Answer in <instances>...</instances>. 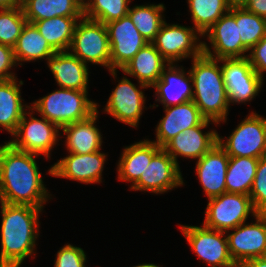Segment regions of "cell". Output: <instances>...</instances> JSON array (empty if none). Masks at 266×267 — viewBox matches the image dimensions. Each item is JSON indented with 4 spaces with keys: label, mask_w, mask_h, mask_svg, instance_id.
<instances>
[{
    "label": "cell",
    "mask_w": 266,
    "mask_h": 267,
    "mask_svg": "<svg viewBox=\"0 0 266 267\" xmlns=\"http://www.w3.org/2000/svg\"><path fill=\"white\" fill-rule=\"evenodd\" d=\"M35 157L39 155L15 149L7 141L0 145V202L44 210L52 194L43 182Z\"/></svg>",
    "instance_id": "6da1fadb"
},
{
    "label": "cell",
    "mask_w": 266,
    "mask_h": 267,
    "mask_svg": "<svg viewBox=\"0 0 266 267\" xmlns=\"http://www.w3.org/2000/svg\"><path fill=\"white\" fill-rule=\"evenodd\" d=\"M1 251L0 259L8 267H21L24 260L35 256L43 209L30 205L0 202Z\"/></svg>",
    "instance_id": "7a4b0ae2"
},
{
    "label": "cell",
    "mask_w": 266,
    "mask_h": 267,
    "mask_svg": "<svg viewBox=\"0 0 266 267\" xmlns=\"http://www.w3.org/2000/svg\"><path fill=\"white\" fill-rule=\"evenodd\" d=\"M193 102L202 116L220 125L227 122L230 102L223 80L221 60L202 53L191 60Z\"/></svg>",
    "instance_id": "3957f363"
},
{
    "label": "cell",
    "mask_w": 266,
    "mask_h": 267,
    "mask_svg": "<svg viewBox=\"0 0 266 267\" xmlns=\"http://www.w3.org/2000/svg\"><path fill=\"white\" fill-rule=\"evenodd\" d=\"M30 108L62 128L89 118L97 111V102L88 98V91L58 88L30 103Z\"/></svg>",
    "instance_id": "277c9868"
},
{
    "label": "cell",
    "mask_w": 266,
    "mask_h": 267,
    "mask_svg": "<svg viewBox=\"0 0 266 267\" xmlns=\"http://www.w3.org/2000/svg\"><path fill=\"white\" fill-rule=\"evenodd\" d=\"M68 51L85 64L107 68L113 78L118 80L119 70L110 71V43L106 25L102 22L84 16L79 19Z\"/></svg>",
    "instance_id": "5b68a950"
},
{
    "label": "cell",
    "mask_w": 266,
    "mask_h": 267,
    "mask_svg": "<svg viewBox=\"0 0 266 267\" xmlns=\"http://www.w3.org/2000/svg\"><path fill=\"white\" fill-rule=\"evenodd\" d=\"M34 114L32 108L24 113L17 131L8 143L15 149L39 156L44 155L49 159L51 151L61 139L60 128L42 116L34 117Z\"/></svg>",
    "instance_id": "8992f818"
},
{
    "label": "cell",
    "mask_w": 266,
    "mask_h": 267,
    "mask_svg": "<svg viewBox=\"0 0 266 267\" xmlns=\"http://www.w3.org/2000/svg\"><path fill=\"white\" fill-rule=\"evenodd\" d=\"M225 137L218 134V144L229 157L266 156V118L256 111L250 112L231 135Z\"/></svg>",
    "instance_id": "52a82bcc"
},
{
    "label": "cell",
    "mask_w": 266,
    "mask_h": 267,
    "mask_svg": "<svg viewBox=\"0 0 266 267\" xmlns=\"http://www.w3.org/2000/svg\"><path fill=\"white\" fill-rule=\"evenodd\" d=\"M204 226L218 231H228L243 224L249 215L255 216L250 196L236 193H224L208 199Z\"/></svg>",
    "instance_id": "ba28073f"
},
{
    "label": "cell",
    "mask_w": 266,
    "mask_h": 267,
    "mask_svg": "<svg viewBox=\"0 0 266 267\" xmlns=\"http://www.w3.org/2000/svg\"><path fill=\"white\" fill-rule=\"evenodd\" d=\"M203 36L192 26L162 24L155 39L151 42L169 63L193 59L203 53Z\"/></svg>",
    "instance_id": "9c48e42d"
},
{
    "label": "cell",
    "mask_w": 266,
    "mask_h": 267,
    "mask_svg": "<svg viewBox=\"0 0 266 267\" xmlns=\"http://www.w3.org/2000/svg\"><path fill=\"white\" fill-rule=\"evenodd\" d=\"M193 253L208 267H236L228 250L224 231L202 226L179 225Z\"/></svg>",
    "instance_id": "30bf717a"
},
{
    "label": "cell",
    "mask_w": 266,
    "mask_h": 267,
    "mask_svg": "<svg viewBox=\"0 0 266 267\" xmlns=\"http://www.w3.org/2000/svg\"><path fill=\"white\" fill-rule=\"evenodd\" d=\"M221 70L231 104L251 102L261 92L264 80L255 72L248 58L221 59Z\"/></svg>",
    "instance_id": "8fae6325"
},
{
    "label": "cell",
    "mask_w": 266,
    "mask_h": 267,
    "mask_svg": "<svg viewBox=\"0 0 266 267\" xmlns=\"http://www.w3.org/2000/svg\"><path fill=\"white\" fill-rule=\"evenodd\" d=\"M117 82L103 111L118 121L137 128L143 110L147 109L146 97L142 90L149 87L139 82V86L134 84L126 77V74Z\"/></svg>",
    "instance_id": "7c38bea8"
},
{
    "label": "cell",
    "mask_w": 266,
    "mask_h": 267,
    "mask_svg": "<svg viewBox=\"0 0 266 267\" xmlns=\"http://www.w3.org/2000/svg\"><path fill=\"white\" fill-rule=\"evenodd\" d=\"M253 219L254 222H245L225 232L229 254L237 266L248 259L265 255L266 213H257Z\"/></svg>",
    "instance_id": "4fadbf2b"
},
{
    "label": "cell",
    "mask_w": 266,
    "mask_h": 267,
    "mask_svg": "<svg viewBox=\"0 0 266 267\" xmlns=\"http://www.w3.org/2000/svg\"><path fill=\"white\" fill-rule=\"evenodd\" d=\"M206 37L210 45L203 41V53L209 57L219 60L247 57L249 50L242 44L234 18V7L203 34V38Z\"/></svg>",
    "instance_id": "5bb4252c"
},
{
    "label": "cell",
    "mask_w": 266,
    "mask_h": 267,
    "mask_svg": "<svg viewBox=\"0 0 266 267\" xmlns=\"http://www.w3.org/2000/svg\"><path fill=\"white\" fill-rule=\"evenodd\" d=\"M184 186L180 165L161 148L146 167L141 177L132 185L133 191L164 194L177 187Z\"/></svg>",
    "instance_id": "9a60e30c"
},
{
    "label": "cell",
    "mask_w": 266,
    "mask_h": 267,
    "mask_svg": "<svg viewBox=\"0 0 266 267\" xmlns=\"http://www.w3.org/2000/svg\"><path fill=\"white\" fill-rule=\"evenodd\" d=\"M105 25L110 43V71L121 70L149 42L136 29L129 15Z\"/></svg>",
    "instance_id": "2e32d148"
},
{
    "label": "cell",
    "mask_w": 266,
    "mask_h": 267,
    "mask_svg": "<svg viewBox=\"0 0 266 267\" xmlns=\"http://www.w3.org/2000/svg\"><path fill=\"white\" fill-rule=\"evenodd\" d=\"M51 165L48 174L53 177L69 179L85 184L102 182V172L107 154L101 150L88 154L68 153Z\"/></svg>",
    "instance_id": "e0dca14e"
},
{
    "label": "cell",
    "mask_w": 266,
    "mask_h": 267,
    "mask_svg": "<svg viewBox=\"0 0 266 267\" xmlns=\"http://www.w3.org/2000/svg\"><path fill=\"white\" fill-rule=\"evenodd\" d=\"M211 124L218 125L213 121L205 119L200 125L180 132L163 149L178 165V157L199 160L218 143V132L216 130L209 129V131L203 133L204 129L209 128Z\"/></svg>",
    "instance_id": "ac0fdd59"
},
{
    "label": "cell",
    "mask_w": 266,
    "mask_h": 267,
    "mask_svg": "<svg viewBox=\"0 0 266 267\" xmlns=\"http://www.w3.org/2000/svg\"><path fill=\"white\" fill-rule=\"evenodd\" d=\"M151 88L155 89V101L161 103L163 108L193 100L190 72H186L183 65L179 66L177 63H170Z\"/></svg>",
    "instance_id": "d6986e66"
},
{
    "label": "cell",
    "mask_w": 266,
    "mask_h": 267,
    "mask_svg": "<svg viewBox=\"0 0 266 267\" xmlns=\"http://www.w3.org/2000/svg\"><path fill=\"white\" fill-rule=\"evenodd\" d=\"M230 157L217 143L196 161L195 170L208 199L227 193L226 174Z\"/></svg>",
    "instance_id": "ffe728a7"
},
{
    "label": "cell",
    "mask_w": 266,
    "mask_h": 267,
    "mask_svg": "<svg viewBox=\"0 0 266 267\" xmlns=\"http://www.w3.org/2000/svg\"><path fill=\"white\" fill-rule=\"evenodd\" d=\"M165 115L155 128L156 140L151 142L163 148L180 132L200 125L205 118L193 101L164 108Z\"/></svg>",
    "instance_id": "44dd1931"
},
{
    "label": "cell",
    "mask_w": 266,
    "mask_h": 267,
    "mask_svg": "<svg viewBox=\"0 0 266 267\" xmlns=\"http://www.w3.org/2000/svg\"><path fill=\"white\" fill-rule=\"evenodd\" d=\"M59 88L88 91L89 67L69 51L56 52L47 60Z\"/></svg>",
    "instance_id": "7402d4cb"
},
{
    "label": "cell",
    "mask_w": 266,
    "mask_h": 267,
    "mask_svg": "<svg viewBox=\"0 0 266 267\" xmlns=\"http://www.w3.org/2000/svg\"><path fill=\"white\" fill-rule=\"evenodd\" d=\"M99 107L97 103V111L89 118L60 128V137L66 135L64 144L68 153L88 154L101 150L103 136L96 125L99 118Z\"/></svg>",
    "instance_id": "603a6c76"
},
{
    "label": "cell",
    "mask_w": 266,
    "mask_h": 267,
    "mask_svg": "<svg viewBox=\"0 0 266 267\" xmlns=\"http://www.w3.org/2000/svg\"><path fill=\"white\" fill-rule=\"evenodd\" d=\"M161 149L151 139L140 140L125 146L117 163V179L132 186L144 173L152 157Z\"/></svg>",
    "instance_id": "cb8c5ba5"
},
{
    "label": "cell",
    "mask_w": 266,
    "mask_h": 267,
    "mask_svg": "<svg viewBox=\"0 0 266 267\" xmlns=\"http://www.w3.org/2000/svg\"><path fill=\"white\" fill-rule=\"evenodd\" d=\"M169 64L152 43H147L121 71L132 78L135 77L139 83L150 88Z\"/></svg>",
    "instance_id": "d4e9b609"
},
{
    "label": "cell",
    "mask_w": 266,
    "mask_h": 267,
    "mask_svg": "<svg viewBox=\"0 0 266 267\" xmlns=\"http://www.w3.org/2000/svg\"><path fill=\"white\" fill-rule=\"evenodd\" d=\"M18 80L14 78L0 81V126L3 127L0 130L7 131L11 136L17 131L24 113L30 108L21 97L20 88L24 82Z\"/></svg>",
    "instance_id": "484cf974"
},
{
    "label": "cell",
    "mask_w": 266,
    "mask_h": 267,
    "mask_svg": "<svg viewBox=\"0 0 266 267\" xmlns=\"http://www.w3.org/2000/svg\"><path fill=\"white\" fill-rule=\"evenodd\" d=\"M28 23L54 18L83 17V0H22Z\"/></svg>",
    "instance_id": "4316f807"
},
{
    "label": "cell",
    "mask_w": 266,
    "mask_h": 267,
    "mask_svg": "<svg viewBox=\"0 0 266 267\" xmlns=\"http://www.w3.org/2000/svg\"><path fill=\"white\" fill-rule=\"evenodd\" d=\"M14 49V56L18 66L25 62L45 61L56 53L47 40L40 34L32 23H26L18 37Z\"/></svg>",
    "instance_id": "83f0119b"
},
{
    "label": "cell",
    "mask_w": 266,
    "mask_h": 267,
    "mask_svg": "<svg viewBox=\"0 0 266 267\" xmlns=\"http://www.w3.org/2000/svg\"><path fill=\"white\" fill-rule=\"evenodd\" d=\"M82 17L57 16L50 19L35 21L40 34L56 51H68L72 42L76 23Z\"/></svg>",
    "instance_id": "f1b7e54d"
},
{
    "label": "cell",
    "mask_w": 266,
    "mask_h": 267,
    "mask_svg": "<svg viewBox=\"0 0 266 267\" xmlns=\"http://www.w3.org/2000/svg\"><path fill=\"white\" fill-rule=\"evenodd\" d=\"M259 158L230 157L226 174L227 193L250 195Z\"/></svg>",
    "instance_id": "f546056e"
},
{
    "label": "cell",
    "mask_w": 266,
    "mask_h": 267,
    "mask_svg": "<svg viewBox=\"0 0 266 267\" xmlns=\"http://www.w3.org/2000/svg\"><path fill=\"white\" fill-rule=\"evenodd\" d=\"M165 8L163 3L129 7L128 15L136 29L149 43L155 39L165 21L163 14Z\"/></svg>",
    "instance_id": "4dcf8cb0"
},
{
    "label": "cell",
    "mask_w": 266,
    "mask_h": 267,
    "mask_svg": "<svg viewBox=\"0 0 266 267\" xmlns=\"http://www.w3.org/2000/svg\"><path fill=\"white\" fill-rule=\"evenodd\" d=\"M193 27L203 36L215 22L227 13L228 0H187Z\"/></svg>",
    "instance_id": "1f68e13d"
},
{
    "label": "cell",
    "mask_w": 266,
    "mask_h": 267,
    "mask_svg": "<svg viewBox=\"0 0 266 267\" xmlns=\"http://www.w3.org/2000/svg\"><path fill=\"white\" fill-rule=\"evenodd\" d=\"M131 0H83L84 17L107 24L128 15Z\"/></svg>",
    "instance_id": "d6a6232c"
},
{
    "label": "cell",
    "mask_w": 266,
    "mask_h": 267,
    "mask_svg": "<svg viewBox=\"0 0 266 267\" xmlns=\"http://www.w3.org/2000/svg\"><path fill=\"white\" fill-rule=\"evenodd\" d=\"M234 18L242 44L248 50L266 36V18L248 12L243 7H234Z\"/></svg>",
    "instance_id": "836d02e7"
},
{
    "label": "cell",
    "mask_w": 266,
    "mask_h": 267,
    "mask_svg": "<svg viewBox=\"0 0 266 267\" xmlns=\"http://www.w3.org/2000/svg\"><path fill=\"white\" fill-rule=\"evenodd\" d=\"M26 23L22 6L0 9V44L14 48Z\"/></svg>",
    "instance_id": "e575fe53"
},
{
    "label": "cell",
    "mask_w": 266,
    "mask_h": 267,
    "mask_svg": "<svg viewBox=\"0 0 266 267\" xmlns=\"http://www.w3.org/2000/svg\"><path fill=\"white\" fill-rule=\"evenodd\" d=\"M249 196L254 209L258 213H266V156L259 158Z\"/></svg>",
    "instance_id": "d590c367"
},
{
    "label": "cell",
    "mask_w": 266,
    "mask_h": 267,
    "mask_svg": "<svg viewBox=\"0 0 266 267\" xmlns=\"http://www.w3.org/2000/svg\"><path fill=\"white\" fill-rule=\"evenodd\" d=\"M86 260L83 248L67 243L57 251L54 267H86Z\"/></svg>",
    "instance_id": "8d00e7d4"
},
{
    "label": "cell",
    "mask_w": 266,
    "mask_h": 267,
    "mask_svg": "<svg viewBox=\"0 0 266 267\" xmlns=\"http://www.w3.org/2000/svg\"><path fill=\"white\" fill-rule=\"evenodd\" d=\"M15 66L17 68L18 64L14 56V49L0 44V81L17 78L16 74L11 71Z\"/></svg>",
    "instance_id": "74e56055"
},
{
    "label": "cell",
    "mask_w": 266,
    "mask_h": 267,
    "mask_svg": "<svg viewBox=\"0 0 266 267\" xmlns=\"http://www.w3.org/2000/svg\"><path fill=\"white\" fill-rule=\"evenodd\" d=\"M247 54L255 72L264 80L266 76V36L262 38Z\"/></svg>",
    "instance_id": "f35d334b"
},
{
    "label": "cell",
    "mask_w": 266,
    "mask_h": 267,
    "mask_svg": "<svg viewBox=\"0 0 266 267\" xmlns=\"http://www.w3.org/2000/svg\"><path fill=\"white\" fill-rule=\"evenodd\" d=\"M242 7L248 12L266 18V0H248Z\"/></svg>",
    "instance_id": "ab89813d"
},
{
    "label": "cell",
    "mask_w": 266,
    "mask_h": 267,
    "mask_svg": "<svg viewBox=\"0 0 266 267\" xmlns=\"http://www.w3.org/2000/svg\"><path fill=\"white\" fill-rule=\"evenodd\" d=\"M239 267H266V259L264 257L248 259L242 262Z\"/></svg>",
    "instance_id": "60d3db41"
},
{
    "label": "cell",
    "mask_w": 266,
    "mask_h": 267,
    "mask_svg": "<svg viewBox=\"0 0 266 267\" xmlns=\"http://www.w3.org/2000/svg\"><path fill=\"white\" fill-rule=\"evenodd\" d=\"M22 0H0V9H10L21 6Z\"/></svg>",
    "instance_id": "b9f144b4"
},
{
    "label": "cell",
    "mask_w": 266,
    "mask_h": 267,
    "mask_svg": "<svg viewBox=\"0 0 266 267\" xmlns=\"http://www.w3.org/2000/svg\"><path fill=\"white\" fill-rule=\"evenodd\" d=\"M248 0H228L231 7H242Z\"/></svg>",
    "instance_id": "7bdbcfd3"
},
{
    "label": "cell",
    "mask_w": 266,
    "mask_h": 267,
    "mask_svg": "<svg viewBox=\"0 0 266 267\" xmlns=\"http://www.w3.org/2000/svg\"><path fill=\"white\" fill-rule=\"evenodd\" d=\"M133 267H162V266L161 265L159 266L154 263H142V264L135 265Z\"/></svg>",
    "instance_id": "ee69618b"
},
{
    "label": "cell",
    "mask_w": 266,
    "mask_h": 267,
    "mask_svg": "<svg viewBox=\"0 0 266 267\" xmlns=\"http://www.w3.org/2000/svg\"><path fill=\"white\" fill-rule=\"evenodd\" d=\"M0 267H8V266L0 259Z\"/></svg>",
    "instance_id": "f6af8a7d"
}]
</instances>
